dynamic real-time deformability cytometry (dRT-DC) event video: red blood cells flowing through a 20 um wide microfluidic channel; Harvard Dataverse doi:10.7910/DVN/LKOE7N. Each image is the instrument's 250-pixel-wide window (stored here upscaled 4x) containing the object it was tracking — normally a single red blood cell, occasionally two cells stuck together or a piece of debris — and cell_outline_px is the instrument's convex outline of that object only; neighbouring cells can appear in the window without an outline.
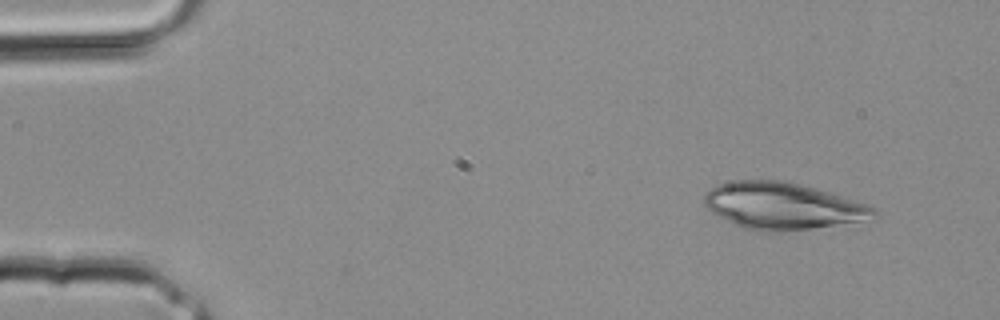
{"species": "common noctule bat (a hibernating species)", "species_latin": "Nyctalus noctula", "temperature_condition": "room temperature", "stored_images_in_passage": 3, "segment_of_instrument_passage": [1, 2], "camera_frame_rate_fps": 3000, "um_per_image_px": 0.085, "animal": {"sex": "male", "body_mass_g": 20.4}, "frame": {"image": 1, "passage_image": 1, "time_ms": 0.0, "image_size_px": [1000, 320], "cell_outline_px": [[880, 216], [860, 220], [812, 228], [780, 232], [764, 232], [744, 228], [732, 224], [712, 212], [704, 204], [704, 196], [716, 184], [736, 180], [780, 180], [800, 184], [828, 192], [876, 208]], "centroid_in_image_um": [66.46, 17.51], "position_along_channel_um": 18.5, "area_um2": 45.72}}